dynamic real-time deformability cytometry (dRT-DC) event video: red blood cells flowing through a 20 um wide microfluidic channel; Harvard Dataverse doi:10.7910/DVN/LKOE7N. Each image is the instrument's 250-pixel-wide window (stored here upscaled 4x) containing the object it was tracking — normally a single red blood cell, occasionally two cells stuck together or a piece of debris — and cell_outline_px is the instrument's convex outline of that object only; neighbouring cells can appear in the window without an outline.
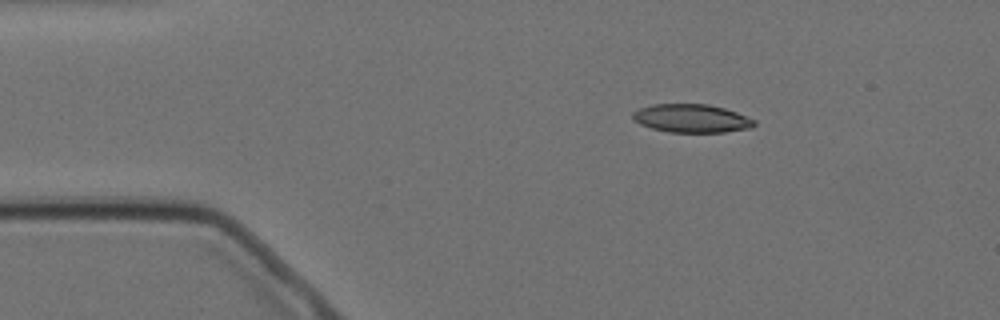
{"species": "Egyptian fruit bat (a non-hibernating species)", "species_latin": "Rousettus aegyptiacus", "temperature_condition": "cold", "stored_images_in_passage": 4, "camera_frame_rate_fps": 3000, "um_per_image_px": 0.085, "animal": {"sex": "female"}, "frame": {"image": 1, "passage_image": 2, "time_ms": 1.333, "image_size_px": [1000, 320], "cell_outline_px": [[756, 124], [752, 128], [724, 132], [668, 132], [652, 128], [640, 124], [632, 116], [632, 112], [640, 108], [652, 104], [708, 104], [724, 108], [736, 112], [756, 120]], "centroid_in_image_um": [58.8, 10.06], "position_along_channel_um": 26.2, "area_um2": 20.06}}